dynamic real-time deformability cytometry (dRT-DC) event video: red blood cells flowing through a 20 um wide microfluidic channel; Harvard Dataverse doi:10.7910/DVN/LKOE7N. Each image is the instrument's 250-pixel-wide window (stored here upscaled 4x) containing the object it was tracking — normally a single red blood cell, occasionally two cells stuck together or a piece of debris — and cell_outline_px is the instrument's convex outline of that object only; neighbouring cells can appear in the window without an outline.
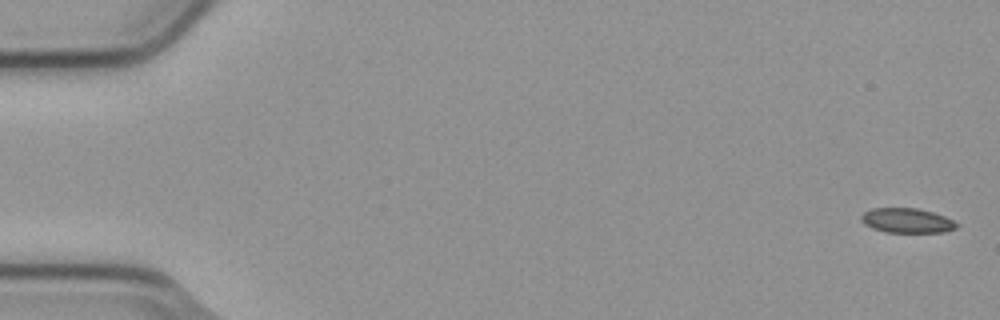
{"species": "common noctule bat (a hibernating species)", "species_latin": "Nyctalus noctula", "temperature_condition": "cold", "stored_images_in_passage": 5, "camera_frame_rate_fps": 3000, "um_per_image_px": 0.085, "animal": {"sex": "male", "body_mass_g": 23.1, "forearm_length_mm": 52.7}, "frame": {"image": 1, "passage_image": 1, "time_ms": 0.0, "image_size_px": [1000, 320], "cell_outline_px": [[960, 224], [956, 228], [944, 232], [884, 232], [872, 228], [864, 224], [860, 220], [860, 216], [864, 212], [872, 208], [916, 208], [932, 212], [944, 216]], "centroid_in_image_um": [77.07, 18.75], "position_along_channel_um": 7.9, "area_um2": 13.76}}
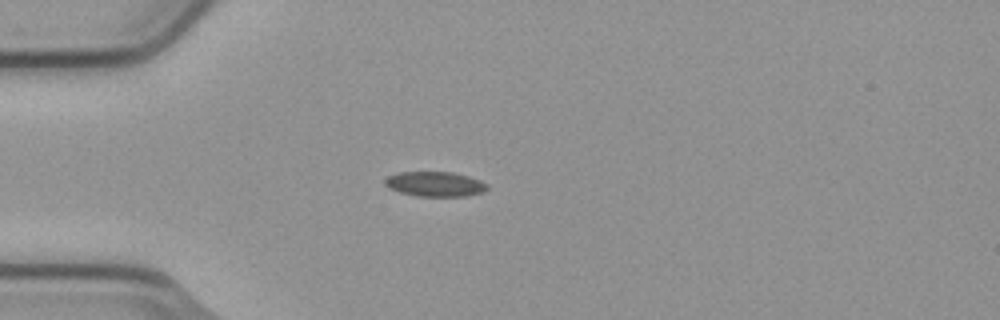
{"frame": {"image": 2, "passage_image": 5, "time_ms": 1.333, "image_size_px": [1000, 320], "cell_outline_px": [[488, 188], [484, 192], [468, 196], [416, 196], [400, 192], [384, 184], [384, 180], [388, 176], [400, 172], [452, 172], [468, 176], [480, 180], [488, 184]], "centroid_in_image_um": [37.02, 15.65], "position_along_channel_um": 48.0, "area_um2": 14.8}}